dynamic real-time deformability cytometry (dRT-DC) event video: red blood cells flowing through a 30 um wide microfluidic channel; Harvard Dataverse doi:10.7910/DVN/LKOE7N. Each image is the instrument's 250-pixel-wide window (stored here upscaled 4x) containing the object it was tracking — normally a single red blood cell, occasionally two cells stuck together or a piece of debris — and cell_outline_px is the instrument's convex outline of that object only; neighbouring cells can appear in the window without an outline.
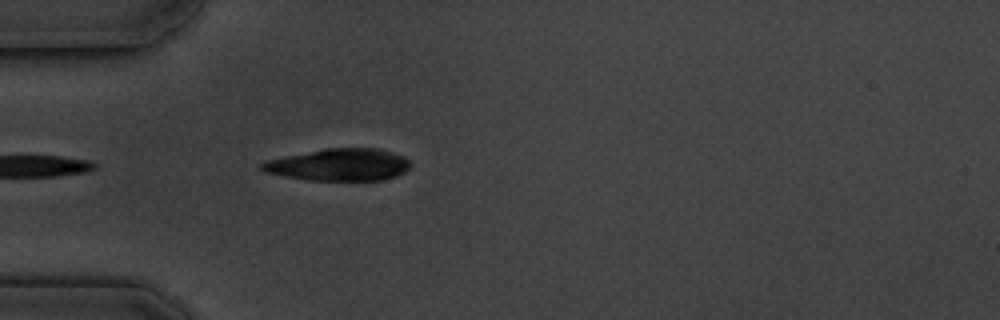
{"species": "common noctule bat (a hibernating species)", "species_latin": "Nyctalus noctula", "temperature_condition": "cold", "stored_images_in_passage": 2, "camera_frame_rate_fps": 3000, "um_per_image_px": 0.085, "animal": {"sex": "male", "body_mass_g": 19.5, "forearm_length_mm": 54.6}, "frame": {"image": 1, "passage_image": 2, "time_ms": 1.0, "image_size_px": [1000, 320], "cell_outline_px": [[412, 164], [404, 172], [396, 176], [384, 180], [308, 180], [264, 172], [260, 168], [260, 164], [264, 160], [324, 148], [380, 148], [404, 156]], "centroid_in_image_um": [28.82, 13.99], "position_along_channel_um": 56.2, "area_um2": 27.98}}